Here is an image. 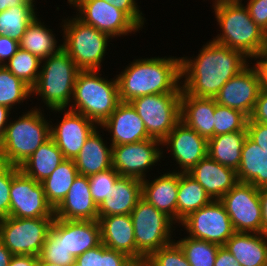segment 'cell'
I'll use <instances>...</instances> for the list:
<instances>
[{"instance_id": "23", "label": "cell", "mask_w": 267, "mask_h": 266, "mask_svg": "<svg viewBox=\"0 0 267 266\" xmlns=\"http://www.w3.org/2000/svg\"><path fill=\"white\" fill-rule=\"evenodd\" d=\"M101 242L109 249L124 253L136 261V241L130 215L98 217Z\"/></svg>"}, {"instance_id": "53", "label": "cell", "mask_w": 267, "mask_h": 266, "mask_svg": "<svg viewBox=\"0 0 267 266\" xmlns=\"http://www.w3.org/2000/svg\"><path fill=\"white\" fill-rule=\"evenodd\" d=\"M259 196L262 204V233L267 235V186L259 188Z\"/></svg>"}, {"instance_id": "57", "label": "cell", "mask_w": 267, "mask_h": 266, "mask_svg": "<svg viewBox=\"0 0 267 266\" xmlns=\"http://www.w3.org/2000/svg\"><path fill=\"white\" fill-rule=\"evenodd\" d=\"M256 62L260 66L262 73H267V46L263 49Z\"/></svg>"}, {"instance_id": "16", "label": "cell", "mask_w": 267, "mask_h": 266, "mask_svg": "<svg viewBox=\"0 0 267 266\" xmlns=\"http://www.w3.org/2000/svg\"><path fill=\"white\" fill-rule=\"evenodd\" d=\"M262 88L263 74L256 62L229 79L214 99L218 105L240 110L250 117Z\"/></svg>"}, {"instance_id": "50", "label": "cell", "mask_w": 267, "mask_h": 266, "mask_svg": "<svg viewBox=\"0 0 267 266\" xmlns=\"http://www.w3.org/2000/svg\"><path fill=\"white\" fill-rule=\"evenodd\" d=\"M18 48L19 43L17 40L7 35H0V65L4 66Z\"/></svg>"}, {"instance_id": "17", "label": "cell", "mask_w": 267, "mask_h": 266, "mask_svg": "<svg viewBox=\"0 0 267 266\" xmlns=\"http://www.w3.org/2000/svg\"><path fill=\"white\" fill-rule=\"evenodd\" d=\"M52 112L65 111L64 116L57 125L50 126L51 138L61 150L65 159H75L87 138L98 125L84 115L71 110L54 109Z\"/></svg>"}, {"instance_id": "43", "label": "cell", "mask_w": 267, "mask_h": 266, "mask_svg": "<svg viewBox=\"0 0 267 266\" xmlns=\"http://www.w3.org/2000/svg\"><path fill=\"white\" fill-rule=\"evenodd\" d=\"M11 189V165L0 168V219L9 216Z\"/></svg>"}, {"instance_id": "41", "label": "cell", "mask_w": 267, "mask_h": 266, "mask_svg": "<svg viewBox=\"0 0 267 266\" xmlns=\"http://www.w3.org/2000/svg\"><path fill=\"white\" fill-rule=\"evenodd\" d=\"M119 176L113 167L88 176L90 193L97 206L102 204L105 199L111 198L112 187Z\"/></svg>"}, {"instance_id": "4", "label": "cell", "mask_w": 267, "mask_h": 266, "mask_svg": "<svg viewBox=\"0 0 267 266\" xmlns=\"http://www.w3.org/2000/svg\"><path fill=\"white\" fill-rule=\"evenodd\" d=\"M100 70H80L77 74L69 110L84 115L101 126L121 102L117 77L103 78Z\"/></svg>"}, {"instance_id": "20", "label": "cell", "mask_w": 267, "mask_h": 266, "mask_svg": "<svg viewBox=\"0 0 267 266\" xmlns=\"http://www.w3.org/2000/svg\"><path fill=\"white\" fill-rule=\"evenodd\" d=\"M188 174L207 192L212 200H220L239 181L235 170L206 156Z\"/></svg>"}, {"instance_id": "39", "label": "cell", "mask_w": 267, "mask_h": 266, "mask_svg": "<svg viewBox=\"0 0 267 266\" xmlns=\"http://www.w3.org/2000/svg\"><path fill=\"white\" fill-rule=\"evenodd\" d=\"M41 61L30 52L18 48L4 66L32 88L39 77Z\"/></svg>"}, {"instance_id": "35", "label": "cell", "mask_w": 267, "mask_h": 266, "mask_svg": "<svg viewBox=\"0 0 267 266\" xmlns=\"http://www.w3.org/2000/svg\"><path fill=\"white\" fill-rule=\"evenodd\" d=\"M33 5L24 2L0 12V35L10 36L19 41L28 25L39 15Z\"/></svg>"}, {"instance_id": "32", "label": "cell", "mask_w": 267, "mask_h": 266, "mask_svg": "<svg viewBox=\"0 0 267 266\" xmlns=\"http://www.w3.org/2000/svg\"><path fill=\"white\" fill-rule=\"evenodd\" d=\"M39 19L40 18L36 17L28 25L18 43L19 48L43 60L58 52L62 48V44L57 47L55 34L51 29L46 28L44 25L45 23H42Z\"/></svg>"}, {"instance_id": "44", "label": "cell", "mask_w": 267, "mask_h": 266, "mask_svg": "<svg viewBox=\"0 0 267 266\" xmlns=\"http://www.w3.org/2000/svg\"><path fill=\"white\" fill-rule=\"evenodd\" d=\"M117 9L123 11L140 29L143 28L145 17L139 10L136 0H104Z\"/></svg>"}, {"instance_id": "2", "label": "cell", "mask_w": 267, "mask_h": 266, "mask_svg": "<svg viewBox=\"0 0 267 266\" xmlns=\"http://www.w3.org/2000/svg\"><path fill=\"white\" fill-rule=\"evenodd\" d=\"M116 77L122 102L152 94L182 93L181 57L134 59Z\"/></svg>"}, {"instance_id": "54", "label": "cell", "mask_w": 267, "mask_h": 266, "mask_svg": "<svg viewBox=\"0 0 267 266\" xmlns=\"http://www.w3.org/2000/svg\"><path fill=\"white\" fill-rule=\"evenodd\" d=\"M10 111V108L0 104V144L3 140L8 121L11 119L9 118V114H11Z\"/></svg>"}, {"instance_id": "56", "label": "cell", "mask_w": 267, "mask_h": 266, "mask_svg": "<svg viewBox=\"0 0 267 266\" xmlns=\"http://www.w3.org/2000/svg\"><path fill=\"white\" fill-rule=\"evenodd\" d=\"M24 0H0V12L18 5H22Z\"/></svg>"}, {"instance_id": "7", "label": "cell", "mask_w": 267, "mask_h": 266, "mask_svg": "<svg viewBox=\"0 0 267 266\" xmlns=\"http://www.w3.org/2000/svg\"><path fill=\"white\" fill-rule=\"evenodd\" d=\"M63 30L62 48L80 70H101L109 40L108 34L87 25L77 17L66 18Z\"/></svg>"}, {"instance_id": "29", "label": "cell", "mask_w": 267, "mask_h": 266, "mask_svg": "<svg viewBox=\"0 0 267 266\" xmlns=\"http://www.w3.org/2000/svg\"><path fill=\"white\" fill-rule=\"evenodd\" d=\"M236 173L239 182L250 183L256 188L267 186V152L248 135L242 147L241 162Z\"/></svg>"}, {"instance_id": "6", "label": "cell", "mask_w": 267, "mask_h": 266, "mask_svg": "<svg viewBox=\"0 0 267 266\" xmlns=\"http://www.w3.org/2000/svg\"><path fill=\"white\" fill-rule=\"evenodd\" d=\"M79 71L76 63L61 48L41 61L39 77L31 88V96L39 95L50 110L66 109L72 102Z\"/></svg>"}, {"instance_id": "13", "label": "cell", "mask_w": 267, "mask_h": 266, "mask_svg": "<svg viewBox=\"0 0 267 266\" xmlns=\"http://www.w3.org/2000/svg\"><path fill=\"white\" fill-rule=\"evenodd\" d=\"M189 237L224 246L235 233L230 217L220 200H212L190 213L180 223Z\"/></svg>"}, {"instance_id": "8", "label": "cell", "mask_w": 267, "mask_h": 266, "mask_svg": "<svg viewBox=\"0 0 267 266\" xmlns=\"http://www.w3.org/2000/svg\"><path fill=\"white\" fill-rule=\"evenodd\" d=\"M130 217L136 241V261L147 259L153 252L174 241L171 233L176 223L145 199L138 201Z\"/></svg>"}, {"instance_id": "25", "label": "cell", "mask_w": 267, "mask_h": 266, "mask_svg": "<svg viewBox=\"0 0 267 266\" xmlns=\"http://www.w3.org/2000/svg\"><path fill=\"white\" fill-rule=\"evenodd\" d=\"M142 198V180L119 176L112 187L111 198L98 206V217L130 215Z\"/></svg>"}, {"instance_id": "30", "label": "cell", "mask_w": 267, "mask_h": 266, "mask_svg": "<svg viewBox=\"0 0 267 266\" xmlns=\"http://www.w3.org/2000/svg\"><path fill=\"white\" fill-rule=\"evenodd\" d=\"M65 160L61 150L50 137L19 168L30 178L42 182Z\"/></svg>"}, {"instance_id": "5", "label": "cell", "mask_w": 267, "mask_h": 266, "mask_svg": "<svg viewBox=\"0 0 267 266\" xmlns=\"http://www.w3.org/2000/svg\"><path fill=\"white\" fill-rule=\"evenodd\" d=\"M32 109L8 122L0 144L4 164L20 167L51 137L52 121L46 120L40 107Z\"/></svg>"}, {"instance_id": "10", "label": "cell", "mask_w": 267, "mask_h": 266, "mask_svg": "<svg viewBox=\"0 0 267 266\" xmlns=\"http://www.w3.org/2000/svg\"><path fill=\"white\" fill-rule=\"evenodd\" d=\"M54 218L0 219V241L13 255L39 257Z\"/></svg>"}, {"instance_id": "49", "label": "cell", "mask_w": 267, "mask_h": 266, "mask_svg": "<svg viewBox=\"0 0 267 266\" xmlns=\"http://www.w3.org/2000/svg\"><path fill=\"white\" fill-rule=\"evenodd\" d=\"M252 122L267 124V89L260 90L252 115L249 117Z\"/></svg>"}, {"instance_id": "34", "label": "cell", "mask_w": 267, "mask_h": 266, "mask_svg": "<svg viewBox=\"0 0 267 266\" xmlns=\"http://www.w3.org/2000/svg\"><path fill=\"white\" fill-rule=\"evenodd\" d=\"M78 175L74 159H65L48 178L41 182L46 199L54 210L65 199Z\"/></svg>"}, {"instance_id": "36", "label": "cell", "mask_w": 267, "mask_h": 266, "mask_svg": "<svg viewBox=\"0 0 267 266\" xmlns=\"http://www.w3.org/2000/svg\"><path fill=\"white\" fill-rule=\"evenodd\" d=\"M174 241H177L191 266H214L219 245L189 236Z\"/></svg>"}, {"instance_id": "47", "label": "cell", "mask_w": 267, "mask_h": 266, "mask_svg": "<svg viewBox=\"0 0 267 266\" xmlns=\"http://www.w3.org/2000/svg\"><path fill=\"white\" fill-rule=\"evenodd\" d=\"M75 260L82 266H102L103 265V243L91 248L76 257Z\"/></svg>"}, {"instance_id": "60", "label": "cell", "mask_w": 267, "mask_h": 266, "mask_svg": "<svg viewBox=\"0 0 267 266\" xmlns=\"http://www.w3.org/2000/svg\"><path fill=\"white\" fill-rule=\"evenodd\" d=\"M263 74V87L267 89V73H262Z\"/></svg>"}, {"instance_id": "46", "label": "cell", "mask_w": 267, "mask_h": 266, "mask_svg": "<svg viewBox=\"0 0 267 266\" xmlns=\"http://www.w3.org/2000/svg\"><path fill=\"white\" fill-rule=\"evenodd\" d=\"M247 134L257 145L267 152V124L247 121Z\"/></svg>"}, {"instance_id": "27", "label": "cell", "mask_w": 267, "mask_h": 266, "mask_svg": "<svg viewBox=\"0 0 267 266\" xmlns=\"http://www.w3.org/2000/svg\"><path fill=\"white\" fill-rule=\"evenodd\" d=\"M224 246L241 266H267V235L264 233L235 232Z\"/></svg>"}, {"instance_id": "45", "label": "cell", "mask_w": 267, "mask_h": 266, "mask_svg": "<svg viewBox=\"0 0 267 266\" xmlns=\"http://www.w3.org/2000/svg\"><path fill=\"white\" fill-rule=\"evenodd\" d=\"M245 6L251 19L267 34V0H248Z\"/></svg>"}, {"instance_id": "59", "label": "cell", "mask_w": 267, "mask_h": 266, "mask_svg": "<svg viewBox=\"0 0 267 266\" xmlns=\"http://www.w3.org/2000/svg\"><path fill=\"white\" fill-rule=\"evenodd\" d=\"M38 266H62V265L51 263V262H46V261H41L40 259H38Z\"/></svg>"}, {"instance_id": "1", "label": "cell", "mask_w": 267, "mask_h": 266, "mask_svg": "<svg viewBox=\"0 0 267 266\" xmlns=\"http://www.w3.org/2000/svg\"><path fill=\"white\" fill-rule=\"evenodd\" d=\"M199 52L192 59L181 57V89L194 97L215 98L229 79L250 64L241 51L213 40Z\"/></svg>"}, {"instance_id": "63", "label": "cell", "mask_w": 267, "mask_h": 266, "mask_svg": "<svg viewBox=\"0 0 267 266\" xmlns=\"http://www.w3.org/2000/svg\"><path fill=\"white\" fill-rule=\"evenodd\" d=\"M4 165V162H3V158L1 156V153H0V168Z\"/></svg>"}, {"instance_id": "37", "label": "cell", "mask_w": 267, "mask_h": 266, "mask_svg": "<svg viewBox=\"0 0 267 266\" xmlns=\"http://www.w3.org/2000/svg\"><path fill=\"white\" fill-rule=\"evenodd\" d=\"M31 88L5 66L0 65V104L12 110L13 106L30 99Z\"/></svg>"}, {"instance_id": "14", "label": "cell", "mask_w": 267, "mask_h": 266, "mask_svg": "<svg viewBox=\"0 0 267 266\" xmlns=\"http://www.w3.org/2000/svg\"><path fill=\"white\" fill-rule=\"evenodd\" d=\"M70 6L76 8V15L83 23L118 38L140 28L121 10L104 0H68Z\"/></svg>"}, {"instance_id": "19", "label": "cell", "mask_w": 267, "mask_h": 266, "mask_svg": "<svg viewBox=\"0 0 267 266\" xmlns=\"http://www.w3.org/2000/svg\"><path fill=\"white\" fill-rule=\"evenodd\" d=\"M100 127L112 133L111 146L150 139L145 124L130 102L121 101Z\"/></svg>"}, {"instance_id": "42", "label": "cell", "mask_w": 267, "mask_h": 266, "mask_svg": "<svg viewBox=\"0 0 267 266\" xmlns=\"http://www.w3.org/2000/svg\"><path fill=\"white\" fill-rule=\"evenodd\" d=\"M147 261L152 266H191L175 241L153 252Z\"/></svg>"}, {"instance_id": "55", "label": "cell", "mask_w": 267, "mask_h": 266, "mask_svg": "<svg viewBox=\"0 0 267 266\" xmlns=\"http://www.w3.org/2000/svg\"><path fill=\"white\" fill-rule=\"evenodd\" d=\"M13 254L0 241V266H8Z\"/></svg>"}, {"instance_id": "24", "label": "cell", "mask_w": 267, "mask_h": 266, "mask_svg": "<svg viewBox=\"0 0 267 266\" xmlns=\"http://www.w3.org/2000/svg\"><path fill=\"white\" fill-rule=\"evenodd\" d=\"M214 98H200L181 94V121L199 135L209 139L214 136Z\"/></svg>"}, {"instance_id": "51", "label": "cell", "mask_w": 267, "mask_h": 266, "mask_svg": "<svg viewBox=\"0 0 267 266\" xmlns=\"http://www.w3.org/2000/svg\"><path fill=\"white\" fill-rule=\"evenodd\" d=\"M214 266H241V264L225 248V246H220L216 254Z\"/></svg>"}, {"instance_id": "61", "label": "cell", "mask_w": 267, "mask_h": 266, "mask_svg": "<svg viewBox=\"0 0 267 266\" xmlns=\"http://www.w3.org/2000/svg\"><path fill=\"white\" fill-rule=\"evenodd\" d=\"M69 266H82L76 260H74Z\"/></svg>"}, {"instance_id": "38", "label": "cell", "mask_w": 267, "mask_h": 266, "mask_svg": "<svg viewBox=\"0 0 267 266\" xmlns=\"http://www.w3.org/2000/svg\"><path fill=\"white\" fill-rule=\"evenodd\" d=\"M39 259L62 266H69L75 260L64 246V238H60V219L58 218H54L52 222Z\"/></svg>"}, {"instance_id": "11", "label": "cell", "mask_w": 267, "mask_h": 266, "mask_svg": "<svg viewBox=\"0 0 267 266\" xmlns=\"http://www.w3.org/2000/svg\"><path fill=\"white\" fill-rule=\"evenodd\" d=\"M9 216L15 218H55L42 183L27 176L19 167L11 166Z\"/></svg>"}, {"instance_id": "40", "label": "cell", "mask_w": 267, "mask_h": 266, "mask_svg": "<svg viewBox=\"0 0 267 266\" xmlns=\"http://www.w3.org/2000/svg\"><path fill=\"white\" fill-rule=\"evenodd\" d=\"M249 117L242 111L216 104L214 111V136L236 131H247Z\"/></svg>"}, {"instance_id": "28", "label": "cell", "mask_w": 267, "mask_h": 266, "mask_svg": "<svg viewBox=\"0 0 267 266\" xmlns=\"http://www.w3.org/2000/svg\"><path fill=\"white\" fill-rule=\"evenodd\" d=\"M105 144L96 128L74 159L79 175L90 176L112 168V146Z\"/></svg>"}, {"instance_id": "22", "label": "cell", "mask_w": 267, "mask_h": 266, "mask_svg": "<svg viewBox=\"0 0 267 266\" xmlns=\"http://www.w3.org/2000/svg\"><path fill=\"white\" fill-rule=\"evenodd\" d=\"M178 187L179 169L142 180V198L177 223Z\"/></svg>"}, {"instance_id": "48", "label": "cell", "mask_w": 267, "mask_h": 266, "mask_svg": "<svg viewBox=\"0 0 267 266\" xmlns=\"http://www.w3.org/2000/svg\"><path fill=\"white\" fill-rule=\"evenodd\" d=\"M133 261V259L124 253L109 249L103 244L102 266H130Z\"/></svg>"}, {"instance_id": "9", "label": "cell", "mask_w": 267, "mask_h": 266, "mask_svg": "<svg viewBox=\"0 0 267 266\" xmlns=\"http://www.w3.org/2000/svg\"><path fill=\"white\" fill-rule=\"evenodd\" d=\"M181 94H152L130 101L150 138L162 142L181 121Z\"/></svg>"}, {"instance_id": "31", "label": "cell", "mask_w": 267, "mask_h": 266, "mask_svg": "<svg viewBox=\"0 0 267 266\" xmlns=\"http://www.w3.org/2000/svg\"><path fill=\"white\" fill-rule=\"evenodd\" d=\"M247 131L216 135L208 139V156L216 162L237 171Z\"/></svg>"}, {"instance_id": "15", "label": "cell", "mask_w": 267, "mask_h": 266, "mask_svg": "<svg viewBox=\"0 0 267 266\" xmlns=\"http://www.w3.org/2000/svg\"><path fill=\"white\" fill-rule=\"evenodd\" d=\"M161 145V141L150 138L112 146V167L120 176L145 180L146 173L149 172L147 169H152V166L164 156L163 150L159 147Z\"/></svg>"}, {"instance_id": "62", "label": "cell", "mask_w": 267, "mask_h": 266, "mask_svg": "<svg viewBox=\"0 0 267 266\" xmlns=\"http://www.w3.org/2000/svg\"><path fill=\"white\" fill-rule=\"evenodd\" d=\"M24 2H28V3H30L31 5H33V6H35L34 4V2H35V0H24Z\"/></svg>"}, {"instance_id": "12", "label": "cell", "mask_w": 267, "mask_h": 266, "mask_svg": "<svg viewBox=\"0 0 267 266\" xmlns=\"http://www.w3.org/2000/svg\"><path fill=\"white\" fill-rule=\"evenodd\" d=\"M235 232L262 233V204L259 188L238 182L220 199Z\"/></svg>"}, {"instance_id": "52", "label": "cell", "mask_w": 267, "mask_h": 266, "mask_svg": "<svg viewBox=\"0 0 267 266\" xmlns=\"http://www.w3.org/2000/svg\"><path fill=\"white\" fill-rule=\"evenodd\" d=\"M38 259L34 255H13L8 266H38Z\"/></svg>"}, {"instance_id": "26", "label": "cell", "mask_w": 267, "mask_h": 266, "mask_svg": "<svg viewBox=\"0 0 267 266\" xmlns=\"http://www.w3.org/2000/svg\"><path fill=\"white\" fill-rule=\"evenodd\" d=\"M60 238H64V246L76 258L101 243L99 222L60 219Z\"/></svg>"}, {"instance_id": "18", "label": "cell", "mask_w": 267, "mask_h": 266, "mask_svg": "<svg viewBox=\"0 0 267 266\" xmlns=\"http://www.w3.org/2000/svg\"><path fill=\"white\" fill-rule=\"evenodd\" d=\"M162 146L172 154L181 167V173H188L200 160L208 156V139L180 121L162 141Z\"/></svg>"}, {"instance_id": "33", "label": "cell", "mask_w": 267, "mask_h": 266, "mask_svg": "<svg viewBox=\"0 0 267 266\" xmlns=\"http://www.w3.org/2000/svg\"><path fill=\"white\" fill-rule=\"evenodd\" d=\"M212 199L206 190L188 173L179 171L177 197V223L180 224L190 213L204 207Z\"/></svg>"}, {"instance_id": "3", "label": "cell", "mask_w": 267, "mask_h": 266, "mask_svg": "<svg viewBox=\"0 0 267 266\" xmlns=\"http://www.w3.org/2000/svg\"><path fill=\"white\" fill-rule=\"evenodd\" d=\"M221 31L213 41L257 60L267 46V34L251 19L242 0L212 4ZM222 32V33H221Z\"/></svg>"}, {"instance_id": "58", "label": "cell", "mask_w": 267, "mask_h": 266, "mask_svg": "<svg viewBox=\"0 0 267 266\" xmlns=\"http://www.w3.org/2000/svg\"><path fill=\"white\" fill-rule=\"evenodd\" d=\"M130 266H152L147 259L139 260V261H133Z\"/></svg>"}, {"instance_id": "21", "label": "cell", "mask_w": 267, "mask_h": 266, "mask_svg": "<svg viewBox=\"0 0 267 266\" xmlns=\"http://www.w3.org/2000/svg\"><path fill=\"white\" fill-rule=\"evenodd\" d=\"M55 218L63 220H98V206L92 199L88 176L78 175L61 204Z\"/></svg>"}]
</instances>
